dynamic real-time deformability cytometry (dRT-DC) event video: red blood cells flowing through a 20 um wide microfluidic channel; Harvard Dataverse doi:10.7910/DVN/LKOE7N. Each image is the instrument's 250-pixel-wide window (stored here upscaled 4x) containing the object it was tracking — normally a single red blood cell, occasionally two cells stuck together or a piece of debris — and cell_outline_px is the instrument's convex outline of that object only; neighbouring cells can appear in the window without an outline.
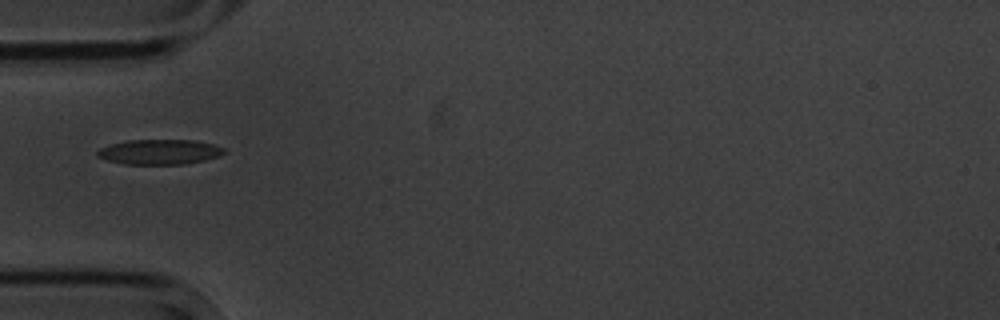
{"species": "common noctule bat (a hibernating species)", "species_latin": "Nyctalus noctula", "temperature_condition": "cold", "stored_images_in_passage": 4, "camera_frame_rate_fps": 3000, "um_per_image_px": 0.085, "animal": {"sex": "male", "body_mass_g": 20.1, "forearm_length_mm": 53.5}, "frame": {"image": 1, "passage_image": 1, "time_ms": 0.0, "image_size_px": [1000, 320], "cell_outline_px": [[228, 152], [220, 156], [204, 160], [184, 164], [124, 164], [108, 160], [96, 156], [96, 152], [100, 148], [108, 144], [128, 140], [192, 140], [212, 144], [224, 148]], "centroid_in_image_um": [13.56, 12.91], "position_along_channel_um": 71.4, "area_um2": 18.55}}
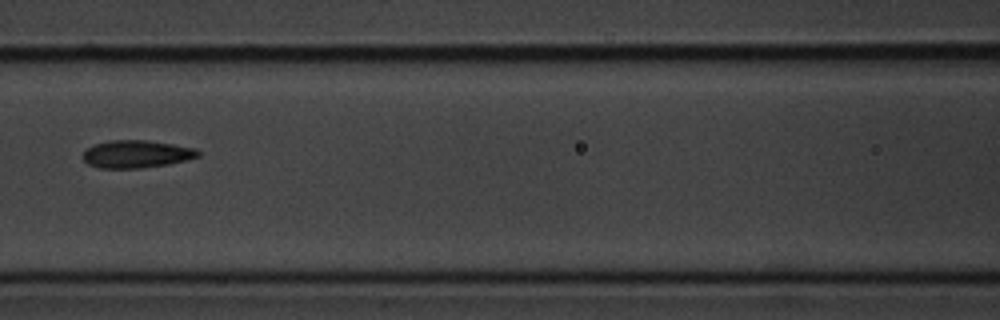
{"frame": {"image": 2, "passage_image": 3, "time_ms": 2.333, "image_size_px": [1000, 320], "cell_outline_px": [[200, 156], [168, 164], [140, 168], [100, 168], [88, 164], [80, 156], [88, 148], [96, 144], [112, 140], [144, 140], [172, 144], [196, 148], [200, 152]], "centroid_in_image_um": [11.59, 13.1], "position_along_channel_um": 155.0, "area_um2": 18.38}}
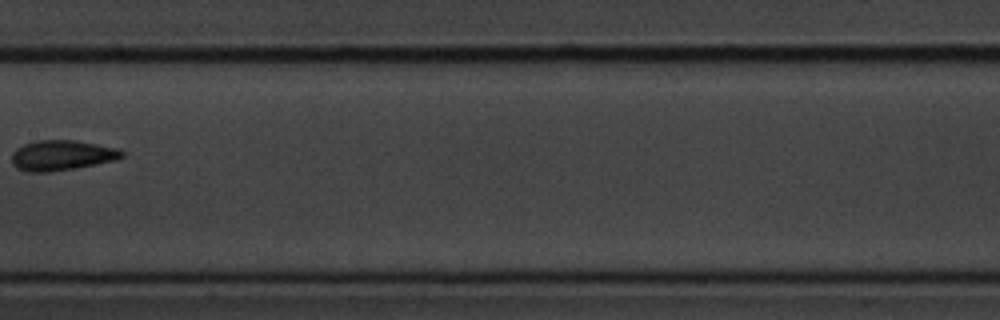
{"frame": {"image": 3, "passage_image": 4, "time_ms": 3.667, "image_size_px": [1000, 320], "cell_outline_px": [[124, 156], [116, 160], [96, 164], [52, 172], [28, 172], [16, 168], [12, 164], [12, 152], [16, 148], [24, 144], [36, 140], [76, 140], [120, 148], [124, 152]], "centroid_in_image_um": [5.26, 13.2], "position_along_channel_um": 202.1, "area_um2": 19.65}}